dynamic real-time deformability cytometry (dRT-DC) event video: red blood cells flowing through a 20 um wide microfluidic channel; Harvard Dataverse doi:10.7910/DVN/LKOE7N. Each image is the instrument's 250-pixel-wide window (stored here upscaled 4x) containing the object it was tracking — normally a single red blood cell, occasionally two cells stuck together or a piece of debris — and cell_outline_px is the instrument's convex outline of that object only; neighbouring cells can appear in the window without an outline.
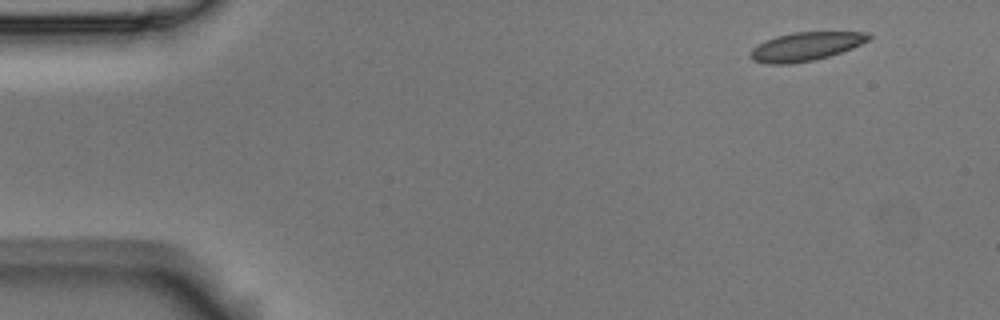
{"species": "Egyptian fruit bat (a non-hibernating species)", "species_latin": "Rousettus aegyptiacus", "temperature_condition": "room temperature", "stored_images_in_passage": 4, "camera_frame_rate_fps": 3000, "um_per_image_px": 0.085, "animal": {"sex": "male"}, "frame": {"image": 1, "passage_image": 1, "time_ms": 0.0, "image_size_px": [1000, 320], "cell_outline_px": [[872, 36], [868, 40], [852, 48], [828, 56], [812, 60], [792, 64], [764, 64], [752, 60], [748, 56], [752, 48], [764, 40], [776, 36], [792, 32], [868, 32]], "centroid_in_image_um": [68.42, 3.95], "position_along_channel_um": 16.6, "area_um2": 19.77}}
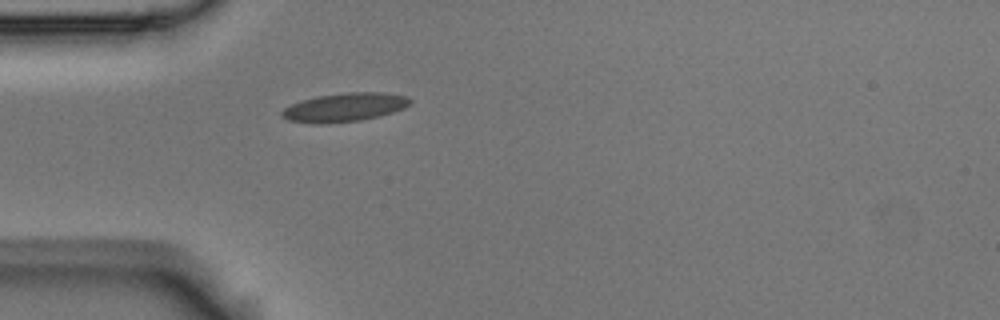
{"frame": {"image": 2, "passage_image": 4, "time_ms": 1.0, "image_size_px": [1000, 320], "cell_outline_px": [[412, 104], [404, 108], [380, 116], [360, 120], [328, 124], [320, 124], [288, 120], [280, 116], [280, 112], [284, 108], [292, 104], [316, 96], [348, 92], [384, 92], [408, 96], [412, 100]], "centroid_in_image_um": [29.32, 9.12], "position_along_channel_um": 55.7, "area_um2": 21.56}}